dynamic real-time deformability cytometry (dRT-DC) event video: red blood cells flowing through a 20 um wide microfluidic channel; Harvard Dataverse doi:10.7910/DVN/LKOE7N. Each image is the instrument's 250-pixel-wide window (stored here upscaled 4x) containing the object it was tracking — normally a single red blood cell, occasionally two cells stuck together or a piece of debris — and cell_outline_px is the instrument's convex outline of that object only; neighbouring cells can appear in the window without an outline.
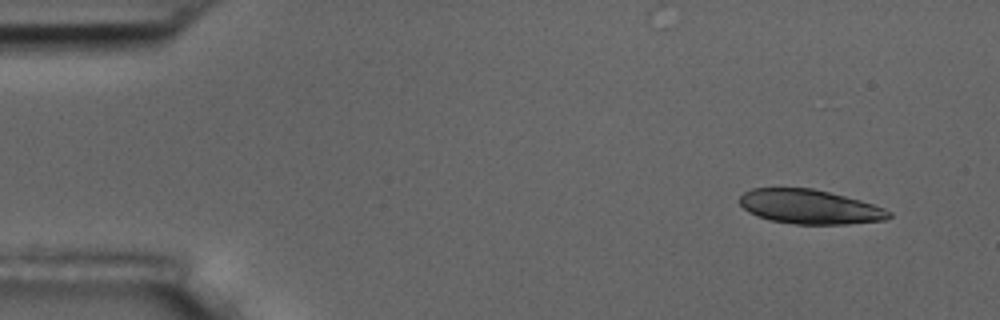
{"species": "common noctule bat (a hibernating species)", "species_latin": "Nyctalus noctula", "temperature_condition": "room temperature", "stored_images_in_passage": 8, "segment_of_instrument_passage": [1, 2], "camera_frame_rate_fps": 3000, "um_per_image_px": 0.085, "animal": {"sex": "male", "body_mass_g": 17.5, "forearm_length_mm": 52.3}, "frame": {"image": 1, "passage_image": 1, "time_ms": 0.0, "image_size_px": [1000, 320], "cell_outline_px": [[892, 216], [888, 220], [848, 224], [796, 224], [768, 220], [756, 216], [748, 212], [740, 204], [740, 196], [744, 192], [752, 188], [812, 188], [860, 200], [884, 208], [892, 212]], "centroid_in_image_um": [68.83, 17.59], "position_along_channel_um": 16.2, "area_um2": 29.94}}